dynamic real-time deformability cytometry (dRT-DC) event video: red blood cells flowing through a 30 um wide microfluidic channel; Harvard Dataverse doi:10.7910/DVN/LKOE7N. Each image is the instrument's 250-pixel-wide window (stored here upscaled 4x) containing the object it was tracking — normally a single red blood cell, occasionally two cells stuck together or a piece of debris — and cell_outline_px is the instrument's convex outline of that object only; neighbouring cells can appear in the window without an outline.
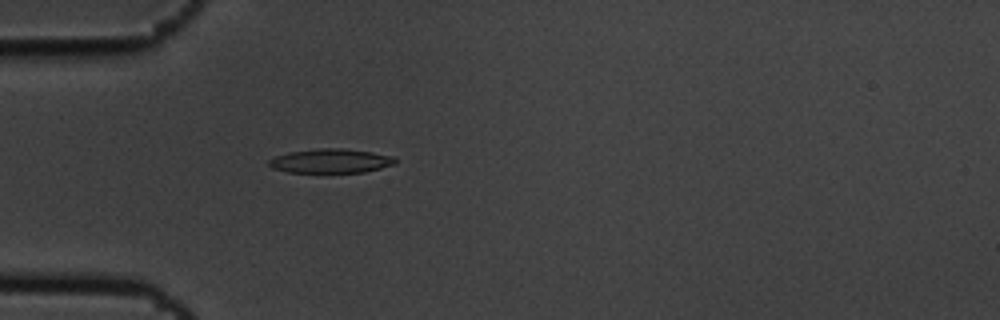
{"species": "common noctule bat (a hibernating species)", "species_latin": "Nyctalus noctula", "temperature_condition": "cold", "stored_images_in_passage": 4, "camera_frame_rate_fps": 3000, "um_per_image_px": 0.085, "animal": {"sex": "male", "body_mass_g": 19.5, "forearm_length_mm": 54.6}, "frame": {"image": 1, "passage_image": 4, "time_ms": 1.0, "image_size_px": [1000, 320], "cell_outline_px": [[396, 164], [364, 172], [288, 172], [272, 168], [268, 164], [268, 160], [276, 156], [288, 152], [316, 148], [344, 148], [372, 152], [396, 156]], "centroid_in_image_um": [28.13, 13.67], "position_along_channel_um": 56.9, "area_um2": 17.92}}